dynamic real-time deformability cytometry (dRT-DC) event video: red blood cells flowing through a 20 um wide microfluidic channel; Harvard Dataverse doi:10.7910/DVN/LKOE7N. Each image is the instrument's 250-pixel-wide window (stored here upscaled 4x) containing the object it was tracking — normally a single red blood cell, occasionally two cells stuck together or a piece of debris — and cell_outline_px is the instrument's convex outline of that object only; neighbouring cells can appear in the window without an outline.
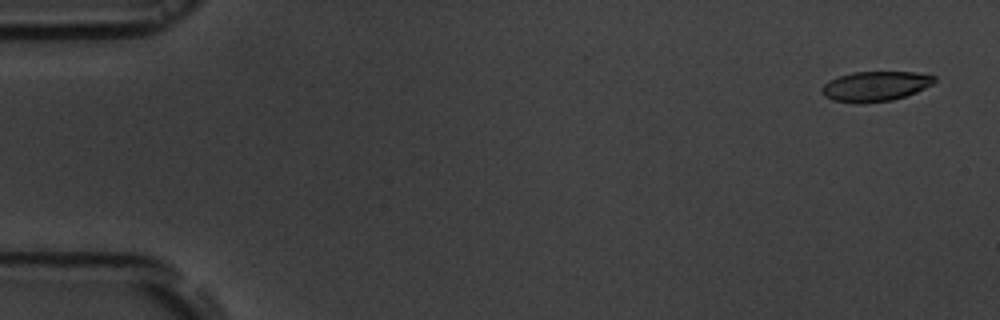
{"species": "common noctule bat (a hibernating species)", "species_latin": "Nyctalus noctula", "temperature_condition": "room temperature", "stored_images_in_passage": 53, "camera_frame_rate_fps": 3000, "um_per_image_px": 0.085, "animal": {"sex": "male", "body_mass_g": 19.5, "forearm_length_mm": 54.6}, "frame": {"image": 1, "passage_image": 3, "time_ms": 0.667, "image_size_px": [1000, 320], "cell_outline_px": [[936, 80], [932, 84], [916, 92], [892, 100], [860, 104], [832, 100], [824, 96], [820, 92], [820, 88], [828, 80], [852, 72], [916, 72], [936, 76]], "centroid_in_image_um": [74.36, 7.33], "position_along_channel_um": 10.6, "area_um2": 19.77}}
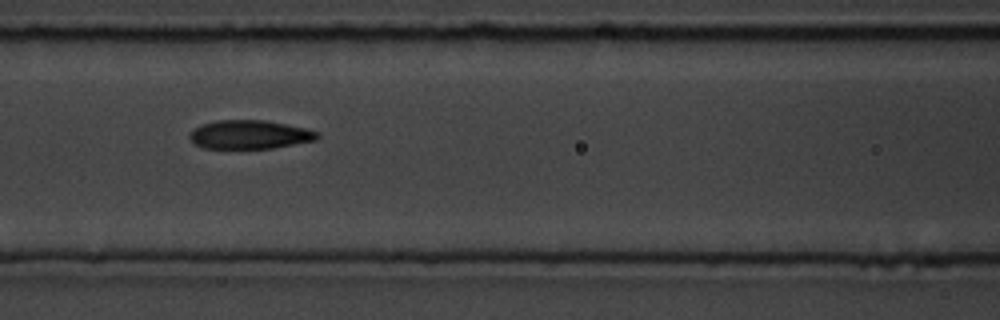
{"frame": {"image": 2, "passage_image": 25, "time_ms": 8.0, "image_size_px": [1000, 320], "cell_outline_px": [[320, 136], [316, 140], [272, 148], [204, 148], [196, 144], [188, 136], [200, 124], [216, 120], [264, 120], [304, 128], [316, 132]], "centroid_in_image_um": [21.2, 11.43], "position_along_channel_um": 145.4, "area_um2": 21.04}}
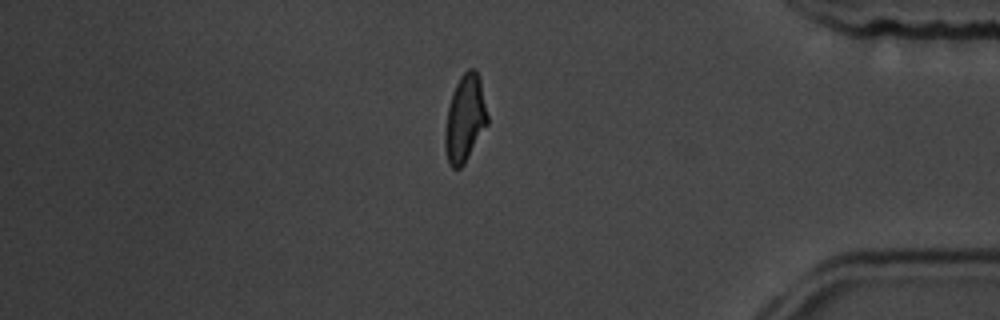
{"frame": {"image": 3, "passage_image": 48, "time_ms": 15.667, "image_size_px": [1000, 320], "cell_outline_px": [[488, 124], [464, 164], [460, 168], [452, 168], [448, 164], [444, 148], [444, 132], [448, 108], [452, 92], [460, 76], [468, 68], [476, 68], [480, 80], [488, 116]], "centroid_in_image_um": [39.51, 10.09], "position_along_channel_um": 395.7, "area_um2": 21.68}, "authors_computed_cell_mechanics": {"area_um2": 21.5594, "velocity_mm_per_s": 3.6634, "shape_relaxation_time_tau1_ms": 2.9712, "shape_relaxation_time_tau2_ms": 1.2163, "deformation_change_tau1": 0.1622, "deformation_change_tau2": 0.0834}}